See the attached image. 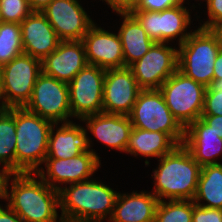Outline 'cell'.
Listing matches in <instances>:
<instances>
[{
    "label": "cell",
    "instance_id": "cell-35",
    "mask_svg": "<svg viewBox=\"0 0 222 222\" xmlns=\"http://www.w3.org/2000/svg\"><path fill=\"white\" fill-rule=\"evenodd\" d=\"M201 118L211 126V130L222 138V115H201Z\"/></svg>",
    "mask_w": 222,
    "mask_h": 222
},
{
    "label": "cell",
    "instance_id": "cell-8",
    "mask_svg": "<svg viewBox=\"0 0 222 222\" xmlns=\"http://www.w3.org/2000/svg\"><path fill=\"white\" fill-rule=\"evenodd\" d=\"M41 72V60L25 53L0 67L3 98L8 108L26 106Z\"/></svg>",
    "mask_w": 222,
    "mask_h": 222
},
{
    "label": "cell",
    "instance_id": "cell-24",
    "mask_svg": "<svg viewBox=\"0 0 222 222\" xmlns=\"http://www.w3.org/2000/svg\"><path fill=\"white\" fill-rule=\"evenodd\" d=\"M177 144L165 133L132 128L126 153L160 158L170 153Z\"/></svg>",
    "mask_w": 222,
    "mask_h": 222
},
{
    "label": "cell",
    "instance_id": "cell-13",
    "mask_svg": "<svg viewBox=\"0 0 222 222\" xmlns=\"http://www.w3.org/2000/svg\"><path fill=\"white\" fill-rule=\"evenodd\" d=\"M44 163L47 174L44 169H39L36 174L58 191L62 188L59 186L62 183L72 184L90 180L101 164L100 157L92 151L66 159L46 158Z\"/></svg>",
    "mask_w": 222,
    "mask_h": 222
},
{
    "label": "cell",
    "instance_id": "cell-30",
    "mask_svg": "<svg viewBox=\"0 0 222 222\" xmlns=\"http://www.w3.org/2000/svg\"><path fill=\"white\" fill-rule=\"evenodd\" d=\"M192 222H222V209L206 208L193 202Z\"/></svg>",
    "mask_w": 222,
    "mask_h": 222
},
{
    "label": "cell",
    "instance_id": "cell-14",
    "mask_svg": "<svg viewBox=\"0 0 222 222\" xmlns=\"http://www.w3.org/2000/svg\"><path fill=\"white\" fill-rule=\"evenodd\" d=\"M41 12L61 41H81L94 24L78 0H52Z\"/></svg>",
    "mask_w": 222,
    "mask_h": 222
},
{
    "label": "cell",
    "instance_id": "cell-16",
    "mask_svg": "<svg viewBox=\"0 0 222 222\" xmlns=\"http://www.w3.org/2000/svg\"><path fill=\"white\" fill-rule=\"evenodd\" d=\"M81 41L88 64L105 70L125 67L122 43L118 34L108 32L94 23Z\"/></svg>",
    "mask_w": 222,
    "mask_h": 222
},
{
    "label": "cell",
    "instance_id": "cell-42",
    "mask_svg": "<svg viewBox=\"0 0 222 222\" xmlns=\"http://www.w3.org/2000/svg\"><path fill=\"white\" fill-rule=\"evenodd\" d=\"M2 100V101H1ZM0 112H3L7 109H9L4 101V98H3V90H2V79H1V73H0Z\"/></svg>",
    "mask_w": 222,
    "mask_h": 222
},
{
    "label": "cell",
    "instance_id": "cell-28",
    "mask_svg": "<svg viewBox=\"0 0 222 222\" xmlns=\"http://www.w3.org/2000/svg\"><path fill=\"white\" fill-rule=\"evenodd\" d=\"M193 200L159 201L154 222H192Z\"/></svg>",
    "mask_w": 222,
    "mask_h": 222
},
{
    "label": "cell",
    "instance_id": "cell-22",
    "mask_svg": "<svg viewBox=\"0 0 222 222\" xmlns=\"http://www.w3.org/2000/svg\"><path fill=\"white\" fill-rule=\"evenodd\" d=\"M158 198L151 192H118L110 222H154Z\"/></svg>",
    "mask_w": 222,
    "mask_h": 222
},
{
    "label": "cell",
    "instance_id": "cell-38",
    "mask_svg": "<svg viewBox=\"0 0 222 222\" xmlns=\"http://www.w3.org/2000/svg\"><path fill=\"white\" fill-rule=\"evenodd\" d=\"M52 0H28L32 11H42Z\"/></svg>",
    "mask_w": 222,
    "mask_h": 222
},
{
    "label": "cell",
    "instance_id": "cell-20",
    "mask_svg": "<svg viewBox=\"0 0 222 222\" xmlns=\"http://www.w3.org/2000/svg\"><path fill=\"white\" fill-rule=\"evenodd\" d=\"M183 145L201 167L221 164L215 157L222 153V138L217 136L202 118L185 129Z\"/></svg>",
    "mask_w": 222,
    "mask_h": 222
},
{
    "label": "cell",
    "instance_id": "cell-27",
    "mask_svg": "<svg viewBox=\"0 0 222 222\" xmlns=\"http://www.w3.org/2000/svg\"><path fill=\"white\" fill-rule=\"evenodd\" d=\"M24 53L21 25L0 22V67Z\"/></svg>",
    "mask_w": 222,
    "mask_h": 222
},
{
    "label": "cell",
    "instance_id": "cell-26",
    "mask_svg": "<svg viewBox=\"0 0 222 222\" xmlns=\"http://www.w3.org/2000/svg\"><path fill=\"white\" fill-rule=\"evenodd\" d=\"M15 107L0 112V165L9 173H16Z\"/></svg>",
    "mask_w": 222,
    "mask_h": 222
},
{
    "label": "cell",
    "instance_id": "cell-4",
    "mask_svg": "<svg viewBox=\"0 0 222 222\" xmlns=\"http://www.w3.org/2000/svg\"><path fill=\"white\" fill-rule=\"evenodd\" d=\"M53 124L25 107H15L16 173L39 171V166L47 157L49 133Z\"/></svg>",
    "mask_w": 222,
    "mask_h": 222
},
{
    "label": "cell",
    "instance_id": "cell-39",
    "mask_svg": "<svg viewBox=\"0 0 222 222\" xmlns=\"http://www.w3.org/2000/svg\"><path fill=\"white\" fill-rule=\"evenodd\" d=\"M9 173L2 168L0 170V199H5V184Z\"/></svg>",
    "mask_w": 222,
    "mask_h": 222
},
{
    "label": "cell",
    "instance_id": "cell-41",
    "mask_svg": "<svg viewBox=\"0 0 222 222\" xmlns=\"http://www.w3.org/2000/svg\"><path fill=\"white\" fill-rule=\"evenodd\" d=\"M205 91H218L222 93V79L213 80L211 84L206 87Z\"/></svg>",
    "mask_w": 222,
    "mask_h": 222
},
{
    "label": "cell",
    "instance_id": "cell-9",
    "mask_svg": "<svg viewBox=\"0 0 222 222\" xmlns=\"http://www.w3.org/2000/svg\"><path fill=\"white\" fill-rule=\"evenodd\" d=\"M25 108L54 124L72 122L68 83L41 72Z\"/></svg>",
    "mask_w": 222,
    "mask_h": 222
},
{
    "label": "cell",
    "instance_id": "cell-15",
    "mask_svg": "<svg viewBox=\"0 0 222 222\" xmlns=\"http://www.w3.org/2000/svg\"><path fill=\"white\" fill-rule=\"evenodd\" d=\"M141 90L129 67L106 69L103 112L129 115Z\"/></svg>",
    "mask_w": 222,
    "mask_h": 222
},
{
    "label": "cell",
    "instance_id": "cell-37",
    "mask_svg": "<svg viewBox=\"0 0 222 222\" xmlns=\"http://www.w3.org/2000/svg\"><path fill=\"white\" fill-rule=\"evenodd\" d=\"M222 79V49L219 51L216 61L214 62L213 80Z\"/></svg>",
    "mask_w": 222,
    "mask_h": 222
},
{
    "label": "cell",
    "instance_id": "cell-1",
    "mask_svg": "<svg viewBox=\"0 0 222 222\" xmlns=\"http://www.w3.org/2000/svg\"><path fill=\"white\" fill-rule=\"evenodd\" d=\"M10 179L11 191L8 190ZM5 199L8 201L6 205L25 222H58L56 209L60 207L59 191L50 187L36 173L9 174Z\"/></svg>",
    "mask_w": 222,
    "mask_h": 222
},
{
    "label": "cell",
    "instance_id": "cell-36",
    "mask_svg": "<svg viewBox=\"0 0 222 222\" xmlns=\"http://www.w3.org/2000/svg\"><path fill=\"white\" fill-rule=\"evenodd\" d=\"M4 209L0 204V222H25L8 205Z\"/></svg>",
    "mask_w": 222,
    "mask_h": 222
},
{
    "label": "cell",
    "instance_id": "cell-34",
    "mask_svg": "<svg viewBox=\"0 0 222 222\" xmlns=\"http://www.w3.org/2000/svg\"><path fill=\"white\" fill-rule=\"evenodd\" d=\"M117 14H130L136 10L139 0H105Z\"/></svg>",
    "mask_w": 222,
    "mask_h": 222
},
{
    "label": "cell",
    "instance_id": "cell-7",
    "mask_svg": "<svg viewBox=\"0 0 222 222\" xmlns=\"http://www.w3.org/2000/svg\"><path fill=\"white\" fill-rule=\"evenodd\" d=\"M159 90L171 113L184 129L201 118L206 90L204 85L177 69Z\"/></svg>",
    "mask_w": 222,
    "mask_h": 222
},
{
    "label": "cell",
    "instance_id": "cell-29",
    "mask_svg": "<svg viewBox=\"0 0 222 222\" xmlns=\"http://www.w3.org/2000/svg\"><path fill=\"white\" fill-rule=\"evenodd\" d=\"M32 12L28 0H0L1 22L20 24Z\"/></svg>",
    "mask_w": 222,
    "mask_h": 222
},
{
    "label": "cell",
    "instance_id": "cell-6",
    "mask_svg": "<svg viewBox=\"0 0 222 222\" xmlns=\"http://www.w3.org/2000/svg\"><path fill=\"white\" fill-rule=\"evenodd\" d=\"M134 128L163 132L182 145L185 129L175 119L159 89L141 90L129 114Z\"/></svg>",
    "mask_w": 222,
    "mask_h": 222
},
{
    "label": "cell",
    "instance_id": "cell-23",
    "mask_svg": "<svg viewBox=\"0 0 222 222\" xmlns=\"http://www.w3.org/2000/svg\"><path fill=\"white\" fill-rule=\"evenodd\" d=\"M124 19L118 31L125 61V67L142 58L155 43L138 20L130 14H119Z\"/></svg>",
    "mask_w": 222,
    "mask_h": 222
},
{
    "label": "cell",
    "instance_id": "cell-3",
    "mask_svg": "<svg viewBox=\"0 0 222 222\" xmlns=\"http://www.w3.org/2000/svg\"><path fill=\"white\" fill-rule=\"evenodd\" d=\"M118 193L102 182L90 179L59 190L61 216L101 222L110 220Z\"/></svg>",
    "mask_w": 222,
    "mask_h": 222
},
{
    "label": "cell",
    "instance_id": "cell-43",
    "mask_svg": "<svg viewBox=\"0 0 222 222\" xmlns=\"http://www.w3.org/2000/svg\"><path fill=\"white\" fill-rule=\"evenodd\" d=\"M59 222H96V221L83 220V219H74V218H68V217L60 216Z\"/></svg>",
    "mask_w": 222,
    "mask_h": 222
},
{
    "label": "cell",
    "instance_id": "cell-21",
    "mask_svg": "<svg viewBox=\"0 0 222 222\" xmlns=\"http://www.w3.org/2000/svg\"><path fill=\"white\" fill-rule=\"evenodd\" d=\"M53 124L49 133L48 151L46 158L66 159L72 158L82 152L92 151L91 139L87 136V129L73 122ZM54 127L57 129L54 133Z\"/></svg>",
    "mask_w": 222,
    "mask_h": 222
},
{
    "label": "cell",
    "instance_id": "cell-5",
    "mask_svg": "<svg viewBox=\"0 0 222 222\" xmlns=\"http://www.w3.org/2000/svg\"><path fill=\"white\" fill-rule=\"evenodd\" d=\"M216 36L198 27L179 45L178 70L195 82L208 87L214 77V62L221 50Z\"/></svg>",
    "mask_w": 222,
    "mask_h": 222
},
{
    "label": "cell",
    "instance_id": "cell-11",
    "mask_svg": "<svg viewBox=\"0 0 222 222\" xmlns=\"http://www.w3.org/2000/svg\"><path fill=\"white\" fill-rule=\"evenodd\" d=\"M142 90L160 89L178 69V50L155 42L149 51L129 67Z\"/></svg>",
    "mask_w": 222,
    "mask_h": 222
},
{
    "label": "cell",
    "instance_id": "cell-25",
    "mask_svg": "<svg viewBox=\"0 0 222 222\" xmlns=\"http://www.w3.org/2000/svg\"><path fill=\"white\" fill-rule=\"evenodd\" d=\"M202 200L206 204L200 203ZM193 202L206 208L222 209V163L201 167Z\"/></svg>",
    "mask_w": 222,
    "mask_h": 222
},
{
    "label": "cell",
    "instance_id": "cell-40",
    "mask_svg": "<svg viewBox=\"0 0 222 222\" xmlns=\"http://www.w3.org/2000/svg\"><path fill=\"white\" fill-rule=\"evenodd\" d=\"M209 30L216 36L222 48V21L215 23Z\"/></svg>",
    "mask_w": 222,
    "mask_h": 222
},
{
    "label": "cell",
    "instance_id": "cell-19",
    "mask_svg": "<svg viewBox=\"0 0 222 222\" xmlns=\"http://www.w3.org/2000/svg\"><path fill=\"white\" fill-rule=\"evenodd\" d=\"M87 129L106 146L126 151L133 128L129 115L97 113L81 119Z\"/></svg>",
    "mask_w": 222,
    "mask_h": 222
},
{
    "label": "cell",
    "instance_id": "cell-12",
    "mask_svg": "<svg viewBox=\"0 0 222 222\" xmlns=\"http://www.w3.org/2000/svg\"><path fill=\"white\" fill-rule=\"evenodd\" d=\"M154 42L168 43L179 36L181 45L192 32L187 31L190 13L181 4L163 11H133L131 13Z\"/></svg>",
    "mask_w": 222,
    "mask_h": 222
},
{
    "label": "cell",
    "instance_id": "cell-31",
    "mask_svg": "<svg viewBox=\"0 0 222 222\" xmlns=\"http://www.w3.org/2000/svg\"><path fill=\"white\" fill-rule=\"evenodd\" d=\"M202 115H222V93L205 91Z\"/></svg>",
    "mask_w": 222,
    "mask_h": 222
},
{
    "label": "cell",
    "instance_id": "cell-33",
    "mask_svg": "<svg viewBox=\"0 0 222 222\" xmlns=\"http://www.w3.org/2000/svg\"><path fill=\"white\" fill-rule=\"evenodd\" d=\"M206 4L209 20L200 27L210 29L215 23L222 21V0H208Z\"/></svg>",
    "mask_w": 222,
    "mask_h": 222
},
{
    "label": "cell",
    "instance_id": "cell-17",
    "mask_svg": "<svg viewBox=\"0 0 222 222\" xmlns=\"http://www.w3.org/2000/svg\"><path fill=\"white\" fill-rule=\"evenodd\" d=\"M20 25L24 53L41 61L50 55L61 42L45 15L40 11H33Z\"/></svg>",
    "mask_w": 222,
    "mask_h": 222
},
{
    "label": "cell",
    "instance_id": "cell-18",
    "mask_svg": "<svg viewBox=\"0 0 222 222\" xmlns=\"http://www.w3.org/2000/svg\"><path fill=\"white\" fill-rule=\"evenodd\" d=\"M88 64L82 41H61L58 47L41 61L42 72L69 83Z\"/></svg>",
    "mask_w": 222,
    "mask_h": 222
},
{
    "label": "cell",
    "instance_id": "cell-10",
    "mask_svg": "<svg viewBox=\"0 0 222 222\" xmlns=\"http://www.w3.org/2000/svg\"><path fill=\"white\" fill-rule=\"evenodd\" d=\"M106 70L87 64L68 83L72 117L79 120L103 112V87Z\"/></svg>",
    "mask_w": 222,
    "mask_h": 222
},
{
    "label": "cell",
    "instance_id": "cell-2",
    "mask_svg": "<svg viewBox=\"0 0 222 222\" xmlns=\"http://www.w3.org/2000/svg\"><path fill=\"white\" fill-rule=\"evenodd\" d=\"M154 170L155 188L152 192L159 201L193 200L197 191L201 166L184 145H177L159 158Z\"/></svg>",
    "mask_w": 222,
    "mask_h": 222
},
{
    "label": "cell",
    "instance_id": "cell-32",
    "mask_svg": "<svg viewBox=\"0 0 222 222\" xmlns=\"http://www.w3.org/2000/svg\"><path fill=\"white\" fill-rule=\"evenodd\" d=\"M181 4V0H139L135 11H163Z\"/></svg>",
    "mask_w": 222,
    "mask_h": 222
}]
</instances>
